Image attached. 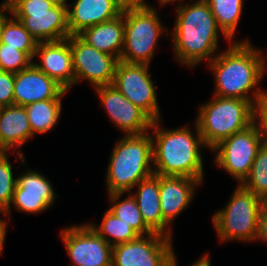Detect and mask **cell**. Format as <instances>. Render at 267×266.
Instances as JSON below:
<instances>
[{"label":"cell","mask_w":267,"mask_h":266,"mask_svg":"<svg viewBox=\"0 0 267 266\" xmlns=\"http://www.w3.org/2000/svg\"><path fill=\"white\" fill-rule=\"evenodd\" d=\"M9 7L7 2L4 0L3 3L0 5V43H1V28L3 21L10 15Z\"/></svg>","instance_id":"obj_37"},{"label":"cell","mask_w":267,"mask_h":266,"mask_svg":"<svg viewBox=\"0 0 267 266\" xmlns=\"http://www.w3.org/2000/svg\"><path fill=\"white\" fill-rule=\"evenodd\" d=\"M179 3L178 6L184 5V0L181 3V0H158V3H160L161 6H166L167 4L171 3Z\"/></svg>","instance_id":"obj_38"},{"label":"cell","mask_w":267,"mask_h":266,"mask_svg":"<svg viewBox=\"0 0 267 266\" xmlns=\"http://www.w3.org/2000/svg\"><path fill=\"white\" fill-rule=\"evenodd\" d=\"M196 125L208 150L255 122V106L247 100L213 96L200 106Z\"/></svg>","instance_id":"obj_5"},{"label":"cell","mask_w":267,"mask_h":266,"mask_svg":"<svg viewBox=\"0 0 267 266\" xmlns=\"http://www.w3.org/2000/svg\"><path fill=\"white\" fill-rule=\"evenodd\" d=\"M176 7L175 24L171 30L172 47L175 59L184 66L194 68L202 61L210 62L219 53V33L232 43L218 27L205 0Z\"/></svg>","instance_id":"obj_2"},{"label":"cell","mask_w":267,"mask_h":266,"mask_svg":"<svg viewBox=\"0 0 267 266\" xmlns=\"http://www.w3.org/2000/svg\"><path fill=\"white\" fill-rule=\"evenodd\" d=\"M35 57H39L41 63L33 60V64L67 91L75 85L69 37L60 41L38 43Z\"/></svg>","instance_id":"obj_17"},{"label":"cell","mask_w":267,"mask_h":266,"mask_svg":"<svg viewBox=\"0 0 267 266\" xmlns=\"http://www.w3.org/2000/svg\"><path fill=\"white\" fill-rule=\"evenodd\" d=\"M68 91L48 77L33 63L14 73L13 105L23 106L38 101L62 99Z\"/></svg>","instance_id":"obj_16"},{"label":"cell","mask_w":267,"mask_h":266,"mask_svg":"<svg viewBox=\"0 0 267 266\" xmlns=\"http://www.w3.org/2000/svg\"><path fill=\"white\" fill-rule=\"evenodd\" d=\"M0 213L5 215V212L0 211ZM7 225H8V220L6 221L4 218H0V254L3 253L4 249V242H5V237L7 235Z\"/></svg>","instance_id":"obj_36"},{"label":"cell","mask_w":267,"mask_h":266,"mask_svg":"<svg viewBox=\"0 0 267 266\" xmlns=\"http://www.w3.org/2000/svg\"><path fill=\"white\" fill-rule=\"evenodd\" d=\"M133 188L136 192H130L135 199L145 224L155 233L172 238V227L163 219L160 208V175L153 174Z\"/></svg>","instance_id":"obj_21"},{"label":"cell","mask_w":267,"mask_h":266,"mask_svg":"<svg viewBox=\"0 0 267 266\" xmlns=\"http://www.w3.org/2000/svg\"><path fill=\"white\" fill-rule=\"evenodd\" d=\"M161 120L152 121L150 130L153 146L154 174L185 176L201 183L204 178L202 149L206 145L195 123V133L189 126L166 130ZM160 124V125H159ZM195 134V135H194Z\"/></svg>","instance_id":"obj_3"},{"label":"cell","mask_w":267,"mask_h":266,"mask_svg":"<svg viewBox=\"0 0 267 266\" xmlns=\"http://www.w3.org/2000/svg\"><path fill=\"white\" fill-rule=\"evenodd\" d=\"M174 255L172 238L154 232L114 246L112 266H169Z\"/></svg>","instance_id":"obj_12"},{"label":"cell","mask_w":267,"mask_h":266,"mask_svg":"<svg viewBox=\"0 0 267 266\" xmlns=\"http://www.w3.org/2000/svg\"><path fill=\"white\" fill-rule=\"evenodd\" d=\"M149 67L147 64L126 63L119 60L113 85L152 121H156L162 119V116Z\"/></svg>","instance_id":"obj_10"},{"label":"cell","mask_w":267,"mask_h":266,"mask_svg":"<svg viewBox=\"0 0 267 266\" xmlns=\"http://www.w3.org/2000/svg\"><path fill=\"white\" fill-rule=\"evenodd\" d=\"M14 73L0 71V107L13 105Z\"/></svg>","instance_id":"obj_31"},{"label":"cell","mask_w":267,"mask_h":266,"mask_svg":"<svg viewBox=\"0 0 267 266\" xmlns=\"http://www.w3.org/2000/svg\"><path fill=\"white\" fill-rule=\"evenodd\" d=\"M107 194L127 193L154 174L151 134L124 135L114 146L106 171Z\"/></svg>","instance_id":"obj_4"},{"label":"cell","mask_w":267,"mask_h":266,"mask_svg":"<svg viewBox=\"0 0 267 266\" xmlns=\"http://www.w3.org/2000/svg\"><path fill=\"white\" fill-rule=\"evenodd\" d=\"M47 1L51 2L54 5H58L64 8L69 7L68 3L66 2L67 0H47Z\"/></svg>","instance_id":"obj_39"},{"label":"cell","mask_w":267,"mask_h":266,"mask_svg":"<svg viewBox=\"0 0 267 266\" xmlns=\"http://www.w3.org/2000/svg\"><path fill=\"white\" fill-rule=\"evenodd\" d=\"M120 5L125 8L150 7L145 0H118Z\"/></svg>","instance_id":"obj_35"},{"label":"cell","mask_w":267,"mask_h":266,"mask_svg":"<svg viewBox=\"0 0 267 266\" xmlns=\"http://www.w3.org/2000/svg\"><path fill=\"white\" fill-rule=\"evenodd\" d=\"M1 43L25 52L32 60H35L34 54L38 42L11 14L2 23Z\"/></svg>","instance_id":"obj_27"},{"label":"cell","mask_w":267,"mask_h":266,"mask_svg":"<svg viewBox=\"0 0 267 266\" xmlns=\"http://www.w3.org/2000/svg\"><path fill=\"white\" fill-rule=\"evenodd\" d=\"M256 240L267 243V199L263 201L260 211Z\"/></svg>","instance_id":"obj_33"},{"label":"cell","mask_w":267,"mask_h":266,"mask_svg":"<svg viewBox=\"0 0 267 266\" xmlns=\"http://www.w3.org/2000/svg\"><path fill=\"white\" fill-rule=\"evenodd\" d=\"M14 176L8 153L0 151V211L2 212L8 210L12 201L17 185V176Z\"/></svg>","instance_id":"obj_29"},{"label":"cell","mask_w":267,"mask_h":266,"mask_svg":"<svg viewBox=\"0 0 267 266\" xmlns=\"http://www.w3.org/2000/svg\"><path fill=\"white\" fill-rule=\"evenodd\" d=\"M75 84L88 81L93 88L112 85L119 59L90 46L78 35L69 36Z\"/></svg>","instance_id":"obj_13"},{"label":"cell","mask_w":267,"mask_h":266,"mask_svg":"<svg viewBox=\"0 0 267 266\" xmlns=\"http://www.w3.org/2000/svg\"><path fill=\"white\" fill-rule=\"evenodd\" d=\"M56 197L49 179L37 170H26L17 175L15 192L5 216H10L12 205L16 211L27 215L40 214L53 205Z\"/></svg>","instance_id":"obj_15"},{"label":"cell","mask_w":267,"mask_h":266,"mask_svg":"<svg viewBox=\"0 0 267 266\" xmlns=\"http://www.w3.org/2000/svg\"><path fill=\"white\" fill-rule=\"evenodd\" d=\"M263 57V60H264V63H265V66L267 67V62H266V58L265 57H267V56H262Z\"/></svg>","instance_id":"obj_40"},{"label":"cell","mask_w":267,"mask_h":266,"mask_svg":"<svg viewBox=\"0 0 267 266\" xmlns=\"http://www.w3.org/2000/svg\"><path fill=\"white\" fill-rule=\"evenodd\" d=\"M67 8L70 36L120 16L123 7L118 0H74Z\"/></svg>","instance_id":"obj_18"},{"label":"cell","mask_w":267,"mask_h":266,"mask_svg":"<svg viewBox=\"0 0 267 266\" xmlns=\"http://www.w3.org/2000/svg\"><path fill=\"white\" fill-rule=\"evenodd\" d=\"M262 200L267 199V143L264 142L252 163L248 177L241 184Z\"/></svg>","instance_id":"obj_28"},{"label":"cell","mask_w":267,"mask_h":266,"mask_svg":"<svg viewBox=\"0 0 267 266\" xmlns=\"http://www.w3.org/2000/svg\"><path fill=\"white\" fill-rule=\"evenodd\" d=\"M202 183L185 176L160 175V208L163 219L171 226L174 219L185 211L195 196V188Z\"/></svg>","instance_id":"obj_19"},{"label":"cell","mask_w":267,"mask_h":266,"mask_svg":"<svg viewBox=\"0 0 267 266\" xmlns=\"http://www.w3.org/2000/svg\"><path fill=\"white\" fill-rule=\"evenodd\" d=\"M263 201L241 184L237 185L225 208L212 217L219 240L247 243L256 240Z\"/></svg>","instance_id":"obj_6"},{"label":"cell","mask_w":267,"mask_h":266,"mask_svg":"<svg viewBox=\"0 0 267 266\" xmlns=\"http://www.w3.org/2000/svg\"><path fill=\"white\" fill-rule=\"evenodd\" d=\"M32 134L52 130L62 114V99L38 101L25 106Z\"/></svg>","instance_id":"obj_23"},{"label":"cell","mask_w":267,"mask_h":266,"mask_svg":"<svg viewBox=\"0 0 267 266\" xmlns=\"http://www.w3.org/2000/svg\"><path fill=\"white\" fill-rule=\"evenodd\" d=\"M100 226L87 222L112 247L137 239L140 235L129 225L107 210Z\"/></svg>","instance_id":"obj_26"},{"label":"cell","mask_w":267,"mask_h":266,"mask_svg":"<svg viewBox=\"0 0 267 266\" xmlns=\"http://www.w3.org/2000/svg\"><path fill=\"white\" fill-rule=\"evenodd\" d=\"M255 122L261 130L264 142L267 143V91L262 94L255 105Z\"/></svg>","instance_id":"obj_32"},{"label":"cell","mask_w":267,"mask_h":266,"mask_svg":"<svg viewBox=\"0 0 267 266\" xmlns=\"http://www.w3.org/2000/svg\"><path fill=\"white\" fill-rule=\"evenodd\" d=\"M262 53L247 39L234 40L218 53L207 65L214 73V96L244 99L255 106L266 91L259 87L267 72Z\"/></svg>","instance_id":"obj_1"},{"label":"cell","mask_w":267,"mask_h":266,"mask_svg":"<svg viewBox=\"0 0 267 266\" xmlns=\"http://www.w3.org/2000/svg\"><path fill=\"white\" fill-rule=\"evenodd\" d=\"M60 233L72 261L69 266H112L113 247L88 223L65 227Z\"/></svg>","instance_id":"obj_11"},{"label":"cell","mask_w":267,"mask_h":266,"mask_svg":"<svg viewBox=\"0 0 267 266\" xmlns=\"http://www.w3.org/2000/svg\"><path fill=\"white\" fill-rule=\"evenodd\" d=\"M33 63L23 51L0 43V71L17 73Z\"/></svg>","instance_id":"obj_30"},{"label":"cell","mask_w":267,"mask_h":266,"mask_svg":"<svg viewBox=\"0 0 267 266\" xmlns=\"http://www.w3.org/2000/svg\"><path fill=\"white\" fill-rule=\"evenodd\" d=\"M34 137L30 127L29 119L25 107L23 106H3L0 108V151L13 153L18 150L16 160L25 162L21 147L27 140Z\"/></svg>","instance_id":"obj_20"},{"label":"cell","mask_w":267,"mask_h":266,"mask_svg":"<svg viewBox=\"0 0 267 266\" xmlns=\"http://www.w3.org/2000/svg\"><path fill=\"white\" fill-rule=\"evenodd\" d=\"M125 193L108 194L109 202L112 206L108 209L112 214L121 219L124 223L129 224L140 236L154 233L143 221L139 207L131 194L123 200Z\"/></svg>","instance_id":"obj_24"},{"label":"cell","mask_w":267,"mask_h":266,"mask_svg":"<svg viewBox=\"0 0 267 266\" xmlns=\"http://www.w3.org/2000/svg\"><path fill=\"white\" fill-rule=\"evenodd\" d=\"M10 14L20 21L38 42L67 39V8L54 5L47 0H5Z\"/></svg>","instance_id":"obj_8"},{"label":"cell","mask_w":267,"mask_h":266,"mask_svg":"<svg viewBox=\"0 0 267 266\" xmlns=\"http://www.w3.org/2000/svg\"><path fill=\"white\" fill-rule=\"evenodd\" d=\"M264 143L261 130L254 122L246 129L239 131L215 146V164L242 184L248 177L252 163Z\"/></svg>","instance_id":"obj_9"},{"label":"cell","mask_w":267,"mask_h":266,"mask_svg":"<svg viewBox=\"0 0 267 266\" xmlns=\"http://www.w3.org/2000/svg\"><path fill=\"white\" fill-rule=\"evenodd\" d=\"M154 6L124 9V46L120 60L150 64L157 42L169 29L164 27Z\"/></svg>","instance_id":"obj_7"},{"label":"cell","mask_w":267,"mask_h":266,"mask_svg":"<svg viewBox=\"0 0 267 266\" xmlns=\"http://www.w3.org/2000/svg\"><path fill=\"white\" fill-rule=\"evenodd\" d=\"M78 36L90 46L120 60L124 46V9L120 16L93 25L83 30Z\"/></svg>","instance_id":"obj_22"},{"label":"cell","mask_w":267,"mask_h":266,"mask_svg":"<svg viewBox=\"0 0 267 266\" xmlns=\"http://www.w3.org/2000/svg\"><path fill=\"white\" fill-rule=\"evenodd\" d=\"M211 258L209 257V254L206 253L204 255L201 256V258L197 259V261H195L193 264H191L190 266H211ZM177 259H176V255H174L169 263V266H177Z\"/></svg>","instance_id":"obj_34"},{"label":"cell","mask_w":267,"mask_h":266,"mask_svg":"<svg viewBox=\"0 0 267 266\" xmlns=\"http://www.w3.org/2000/svg\"><path fill=\"white\" fill-rule=\"evenodd\" d=\"M218 27L233 42L243 10V0H205Z\"/></svg>","instance_id":"obj_25"},{"label":"cell","mask_w":267,"mask_h":266,"mask_svg":"<svg viewBox=\"0 0 267 266\" xmlns=\"http://www.w3.org/2000/svg\"><path fill=\"white\" fill-rule=\"evenodd\" d=\"M94 89L109 119L124 135H139L150 131L152 120L113 84Z\"/></svg>","instance_id":"obj_14"}]
</instances>
